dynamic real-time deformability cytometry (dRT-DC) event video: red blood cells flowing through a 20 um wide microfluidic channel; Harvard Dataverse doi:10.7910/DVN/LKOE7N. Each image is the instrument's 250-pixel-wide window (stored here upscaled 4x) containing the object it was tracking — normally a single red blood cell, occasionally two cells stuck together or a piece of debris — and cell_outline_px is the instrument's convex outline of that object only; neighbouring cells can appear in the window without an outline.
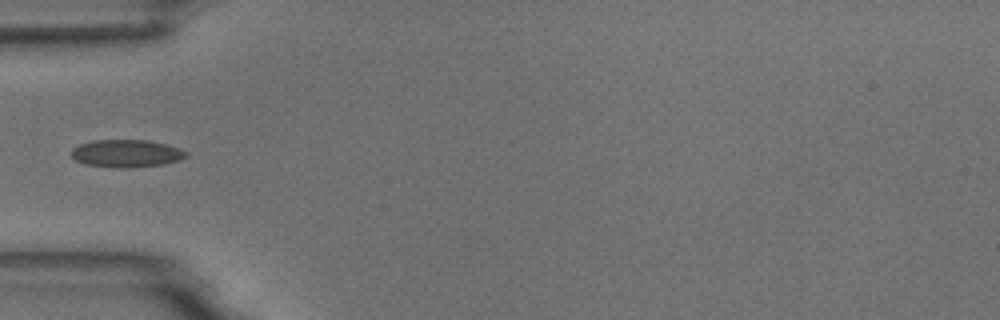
{"species": "common noctule bat (a hibernating species)", "species_latin": "Nyctalus noctula", "temperature_condition": "room temperature", "stored_images_in_passage": 6, "camera_frame_rate_fps": 3000, "um_per_image_px": 0.085, "animal": {"sex": "male", "body_mass_g": 18.8}, "frame": {"image": 1, "passage_image": 5, "time_ms": 4.667, "image_size_px": [1000, 320], "cell_outline_px": [[188, 156], [180, 160], [164, 164], [128, 168], [112, 168], [84, 164], [76, 160], [72, 156], [72, 148], [80, 144], [92, 140], [148, 140], [168, 144], [180, 148], [188, 152]], "centroid_in_image_um": [10.77, 13.04], "position_along_channel_um": 74.2, "area_um2": 18.73}}